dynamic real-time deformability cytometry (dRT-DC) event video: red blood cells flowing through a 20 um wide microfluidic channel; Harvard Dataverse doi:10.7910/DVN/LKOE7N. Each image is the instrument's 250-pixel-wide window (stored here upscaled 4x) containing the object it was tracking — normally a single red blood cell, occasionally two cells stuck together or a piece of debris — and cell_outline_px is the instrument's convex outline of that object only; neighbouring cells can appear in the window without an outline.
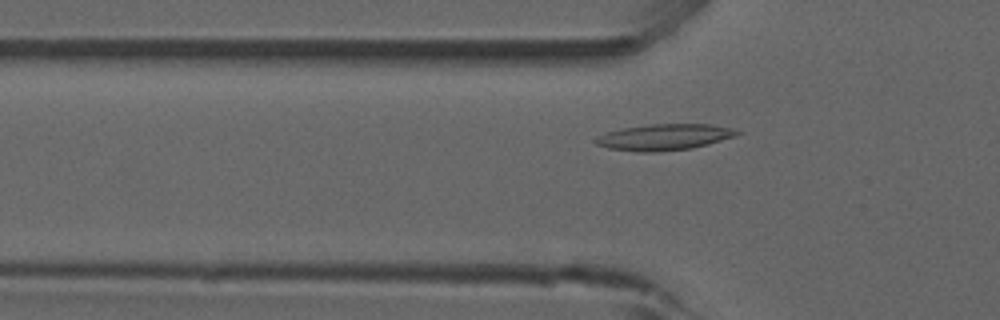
{"species": "common noctule bat (a hibernating species)", "species_latin": "Nyctalus noctula", "temperature_condition": "room temperature", "stored_images_in_passage": 51, "camera_frame_rate_fps": 3000, "um_per_image_px": 0.085, "animal": {"sex": "male", "forearm_length_mm": 52.5}, "frame": {"image": 1, "passage_image": 15, "time_ms": 4.667, "image_size_px": [1000, 320], "cell_outline_px": [[740, 132], [736, 136], [708, 144], [692, 148], [656, 152], [636, 152], [608, 148], [596, 144], [592, 140], [596, 136], [608, 132], [624, 128], [652, 124], [712, 124], [732, 128]], "centroid_in_image_um": [56.44, 11.66], "position_along_channel_um": 69.4, "area_um2": 21.56}}